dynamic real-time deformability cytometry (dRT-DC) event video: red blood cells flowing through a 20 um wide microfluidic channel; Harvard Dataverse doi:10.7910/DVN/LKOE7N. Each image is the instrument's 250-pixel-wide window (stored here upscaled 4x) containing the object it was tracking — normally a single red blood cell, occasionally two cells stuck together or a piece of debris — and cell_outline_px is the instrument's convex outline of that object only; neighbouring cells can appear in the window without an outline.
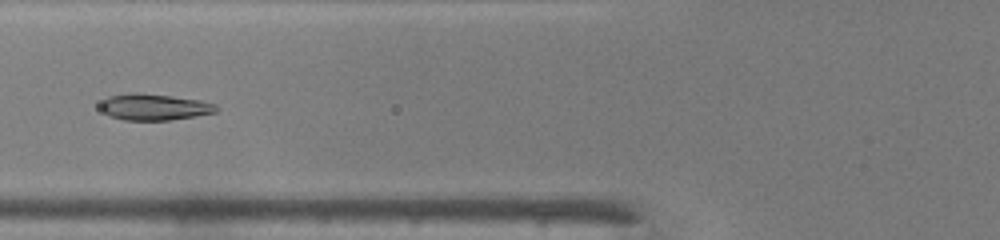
{"species": "common noctule bat (a hibernating species)", "species_latin": "Nyctalus noctula", "temperature_condition": "warm", "stored_images_in_passage": 35, "camera_frame_rate_fps": 3000, "um_per_image_px": 0.085, "animal": {"sex": "male", "body_mass_g": 19.0, "forearm_length_mm": 50.8}, "frame": {"image": 1, "passage_image": 7, "time_ms": 2.0, "image_size_px": [1000, 240], "cell_outline_px": [[220, 108], [216, 112], [196, 116], [168, 120], [124, 120], [108, 116], [100, 108], [100, 104], [108, 96], [136, 92], [172, 96], [200, 100], [216, 104]], "centroid_in_image_um": [13.12, 9.1], "position_along_channel_um": 112.7, "area_um2": 17.86}}
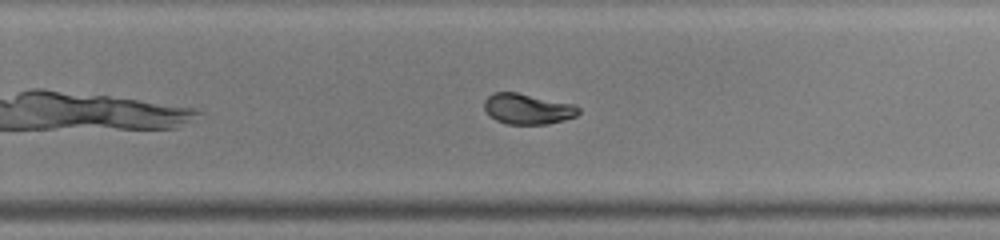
{"frame": {"image": 2, "passage_image": 19, "time_ms": 6.0, "image_size_px": [1000, 240], "cell_outline_px": [[580, 112], [576, 116], [564, 120], [548, 124], [508, 124], [496, 120], [488, 116], [484, 108], [484, 100], [488, 96], [496, 92], [516, 92], [576, 104], [580, 108]], "centroid_in_image_um": [44.86, 9.26], "position_along_channel_um": 284.9, "area_um2": 16.99}}
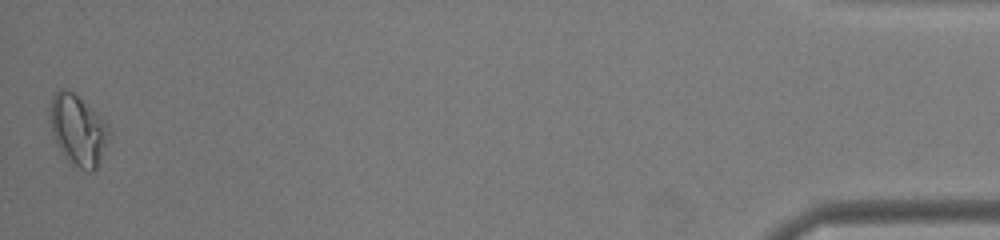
{"frame": {"image": 3, "passage_image": 35, "time_ms": 11.333, "image_size_px": [1000, 240], "cell_outline_px": [[108, 140], [96, 168], [92, 172], [80, 168], [68, 160], [64, 156], [56, 144], [52, 132], [48, 116], [48, 108], [52, 96], [60, 88], [68, 88], [92, 108], [108, 124]], "centroid_in_image_um": [6.58, 11.01], "position_along_channel_um": 428.6, "area_um2": 24.28}, "authors_computed_cell_mechanics": {"area_um2": 17.5134, "velocity_mm_per_s": 4.3118, "shape_relaxation_time_tau1_ms": 2.701, "shape_relaxation_time_tau2_ms": null, "deformation_change_tau1": 0.1457, "deformation_change_tau2": null}}